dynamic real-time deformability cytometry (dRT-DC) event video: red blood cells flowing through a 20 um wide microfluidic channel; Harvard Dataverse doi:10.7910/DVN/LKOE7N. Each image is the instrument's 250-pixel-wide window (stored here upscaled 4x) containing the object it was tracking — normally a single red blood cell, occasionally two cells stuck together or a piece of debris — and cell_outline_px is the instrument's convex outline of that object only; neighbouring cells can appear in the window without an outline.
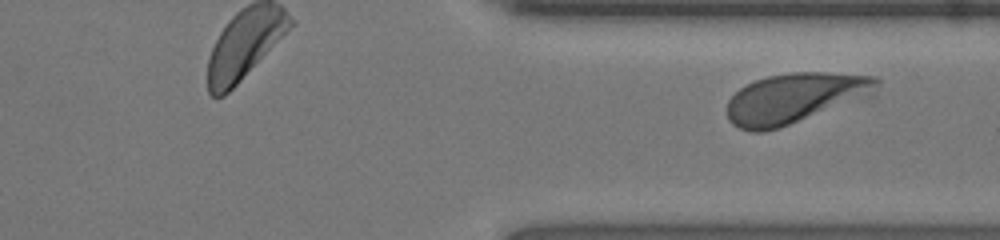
{"species": "human", "species_latin": "Homo sapiens", "temperature_condition": "room temperature", "stored_images_in_passage": 32, "segment_of_instrument_passage": [2, 2], "camera_frame_rate_fps": 3000, "um_per_image_px": 0.085, "donor": {"sex": "female"}, "frame": {"image": 1, "passage_image": 32, "time_ms": 10.333, "image_size_px": [1000, 240], "cell_outline_px": [[880, 84], [876, 96], [780, 128], [764, 132], [752, 132], [740, 128], [732, 124], [728, 120], [728, 100], [740, 88], [756, 80], [768, 76], [792, 72], [828, 72], [876, 76], [880, 80]], "centroid_in_image_um": [67.69, 8.35], "position_along_channel_um": 343.7, "area_um2": 44.74}}